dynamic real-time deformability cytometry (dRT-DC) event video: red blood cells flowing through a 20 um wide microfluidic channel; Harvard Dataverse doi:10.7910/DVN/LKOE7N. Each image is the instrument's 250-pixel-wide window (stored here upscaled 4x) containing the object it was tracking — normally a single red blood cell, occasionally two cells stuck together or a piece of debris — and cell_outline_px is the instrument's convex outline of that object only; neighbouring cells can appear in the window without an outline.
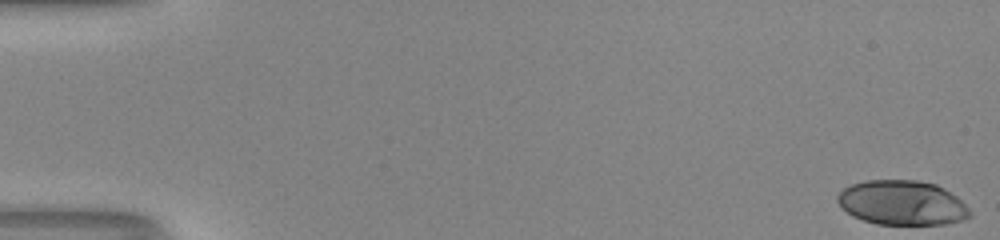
{"species": "human", "species_latin": "Homo sapiens", "temperature_condition": "room temperature", "stored_images_in_passage": 18, "camera_frame_rate_fps": 3000, "um_per_image_px": 0.085, "donor": {"sex": "male"}, "frame": {"image": 1, "passage_image": 1, "time_ms": 0.0, "image_size_px": [1000, 240], "cell_outline_px": [[972, 216], [964, 220], [944, 224], [876, 224], [852, 216], [836, 200], [836, 196], [844, 188], [852, 184], [868, 180], [916, 180], [936, 184], [944, 188], [956, 196], [972, 212]], "centroid_in_image_um": [76.7, 17.24], "position_along_channel_um": 8.3, "area_um2": 34.33}}